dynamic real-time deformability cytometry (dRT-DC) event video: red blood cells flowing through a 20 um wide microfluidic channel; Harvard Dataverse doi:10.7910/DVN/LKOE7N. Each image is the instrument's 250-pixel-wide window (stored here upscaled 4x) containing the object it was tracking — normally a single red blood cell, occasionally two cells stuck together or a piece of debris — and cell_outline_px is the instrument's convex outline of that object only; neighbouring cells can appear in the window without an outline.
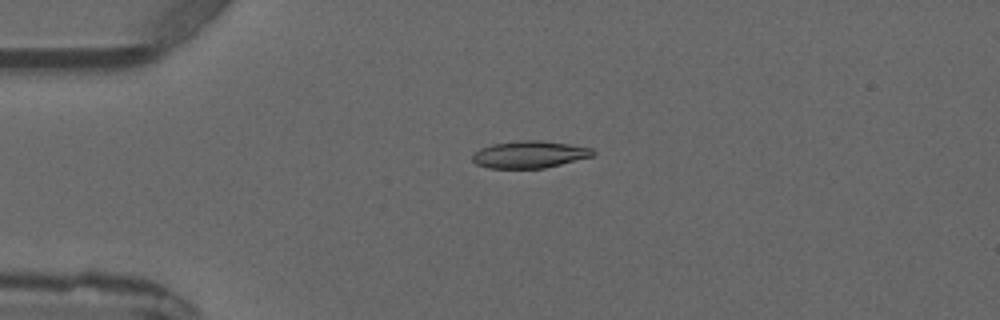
{"species": "common noctule bat (a hibernating species)", "species_latin": "Nyctalus noctula", "temperature_condition": "warm", "stored_images_in_passage": 4, "camera_frame_rate_fps": 3000, "um_per_image_px": 0.085, "animal": {"sex": "male", "forearm_length_mm": 52.5}, "frame": {"image": 1, "passage_image": 3, "time_ms": 2.333, "image_size_px": [1000, 320], "cell_outline_px": [[596, 152], [592, 156], [544, 168], [488, 168], [476, 164], [472, 160], [472, 156], [480, 148], [492, 144], [520, 140], [540, 140], [568, 144], [592, 148]], "centroid_in_image_um": [44.99, 13.12], "position_along_channel_um": 40.0, "area_um2": 18.9}}